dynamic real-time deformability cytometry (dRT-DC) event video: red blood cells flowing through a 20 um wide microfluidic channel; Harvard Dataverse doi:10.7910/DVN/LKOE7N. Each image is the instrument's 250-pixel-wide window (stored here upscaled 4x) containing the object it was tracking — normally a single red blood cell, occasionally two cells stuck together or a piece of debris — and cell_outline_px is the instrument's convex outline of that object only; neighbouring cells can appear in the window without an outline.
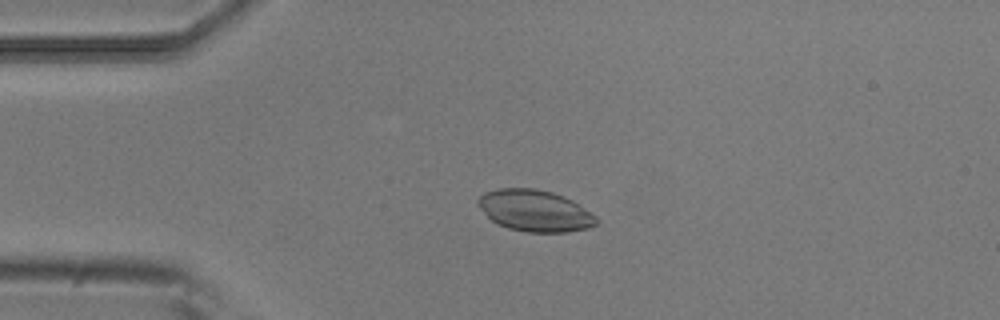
{"species": "common noctule bat (a hibernating species)", "species_latin": "Nyctalus noctula", "temperature_condition": "room temperature", "stored_images_in_passage": 4, "camera_frame_rate_fps": 3000, "um_per_image_px": 0.085, "animal": {"sex": "male", "body_mass_g": 20.5, "forearm_length_mm": 52.5}, "frame": {"image": 1, "passage_image": 3, "time_ms": 0.667, "image_size_px": [1000, 320], "cell_outline_px": [[600, 224], [588, 228], [568, 232], [528, 232], [508, 228], [496, 224], [476, 204], [476, 200], [484, 192], [496, 188], [536, 188], [552, 192], [564, 196], [572, 200], [596, 216], [600, 220]], "centroid_in_image_um": [45.47, 17.91], "position_along_channel_um": 39.5, "area_um2": 28.9}}